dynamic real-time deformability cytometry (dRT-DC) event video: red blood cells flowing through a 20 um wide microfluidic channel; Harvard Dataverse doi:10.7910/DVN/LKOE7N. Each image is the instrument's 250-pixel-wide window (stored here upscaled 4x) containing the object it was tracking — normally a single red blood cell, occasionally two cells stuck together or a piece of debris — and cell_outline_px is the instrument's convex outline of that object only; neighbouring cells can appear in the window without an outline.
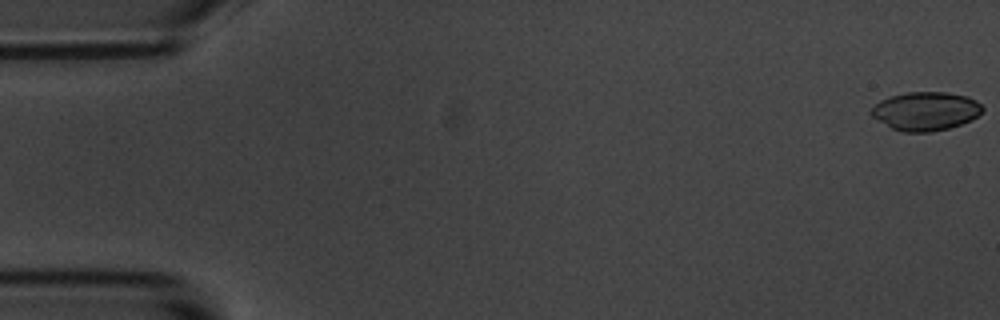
{"species": "common noctule bat (a hibernating species)", "species_latin": "Nyctalus noctula", "temperature_condition": "room temperature", "stored_images_in_passage": 6, "camera_frame_rate_fps": 3000, "um_per_image_px": 0.085, "animal": {"sex": "male", "body_mass_g": 20.1, "forearm_length_mm": 53.5}, "frame": {"image": 1, "passage_image": 1, "time_ms": 0.0, "image_size_px": [1000, 320], "cell_outline_px": [[984, 108], [976, 116], [960, 124], [948, 128], [932, 132], [904, 132], [892, 128], [872, 116], [868, 112], [880, 100], [892, 96], [908, 92], [944, 92], [968, 96], [976, 100]], "centroid_in_image_um": [78.66, 9.44], "position_along_channel_um": 6.3, "area_um2": 24.74}}
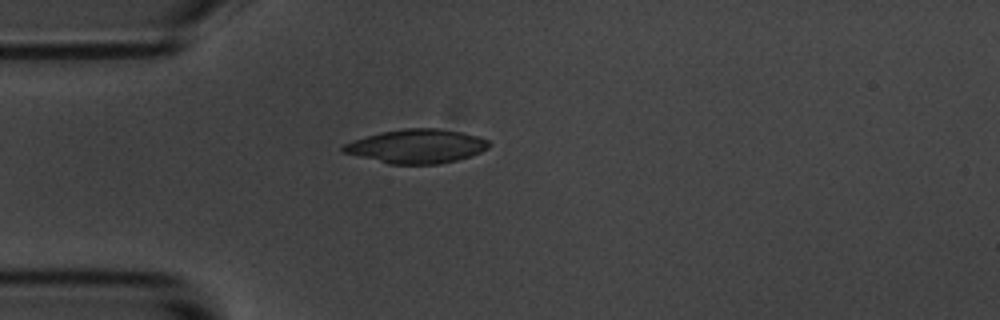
{"frame": {"image": 2, "passage_image": 5, "time_ms": 5.0, "image_size_px": [1000, 320], "cell_outline_px": [[492, 144], [488, 148], [480, 152], [456, 160], [440, 164], [388, 164], [340, 152], [340, 148], [344, 144], [352, 140], [380, 132], [404, 128], [440, 128], [460, 132], [476, 136], [488, 140]], "centroid_in_image_um": [35.36, 12.43], "position_along_channel_um": 49.6, "area_um2": 28.96}}